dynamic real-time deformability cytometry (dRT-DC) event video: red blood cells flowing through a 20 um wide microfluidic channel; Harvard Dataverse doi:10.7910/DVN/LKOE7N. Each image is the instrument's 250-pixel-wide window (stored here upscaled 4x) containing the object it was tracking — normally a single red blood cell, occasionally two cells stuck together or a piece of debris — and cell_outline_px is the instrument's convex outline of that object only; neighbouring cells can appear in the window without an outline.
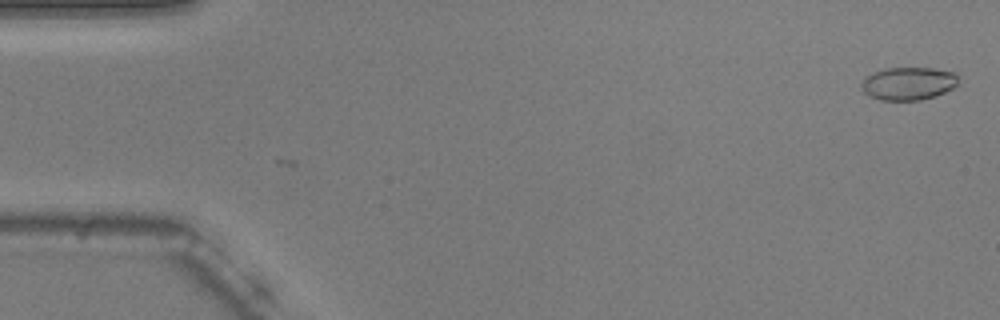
{"species": "common noctule bat (a hibernating species)", "species_latin": "Nyctalus noctula", "temperature_condition": "warm", "stored_images_in_passage": 54, "camera_frame_rate_fps": 3000, "um_per_image_px": 0.085, "animal": {"sex": "male", "body_mass_g": 20.5, "forearm_length_mm": 52.5}, "frame": {"image": 1, "passage_image": 1, "time_ms": 0.0, "image_size_px": [1000, 320], "cell_outline_px": [[960, 76], [956, 84], [952, 88], [936, 96], [920, 100], [880, 100], [868, 96], [864, 92], [860, 84], [864, 76], [884, 68], [932, 68], [956, 72]], "centroid_in_image_um": [77.2, 7.09], "position_along_channel_um": 7.8, "area_um2": 18.84}}
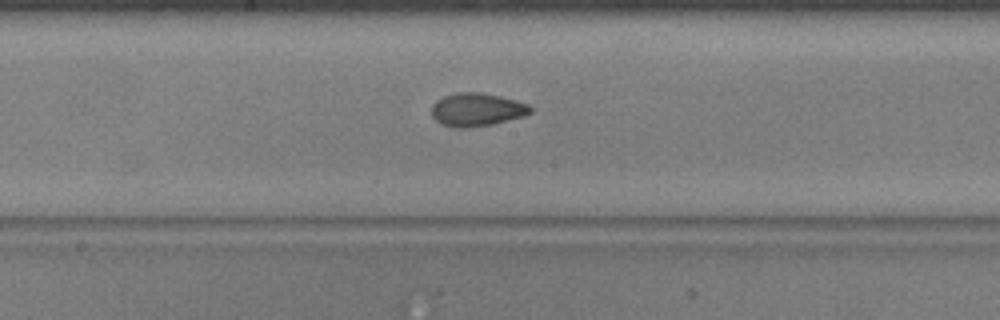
{"frame": {"image": 2, "passage_image": 28, "time_ms": 9.0, "image_size_px": [1000, 320], "cell_outline_px": [[532, 112], [524, 116], [492, 124], [468, 128], [456, 128], [440, 124], [432, 116], [432, 104], [436, 100], [444, 96], [456, 92], [480, 92], [500, 96], [516, 100], [528, 104], [532, 108]], "centroid_in_image_um": [40.52, 9.32], "position_along_channel_um": 207.7, "area_um2": 19.25}}
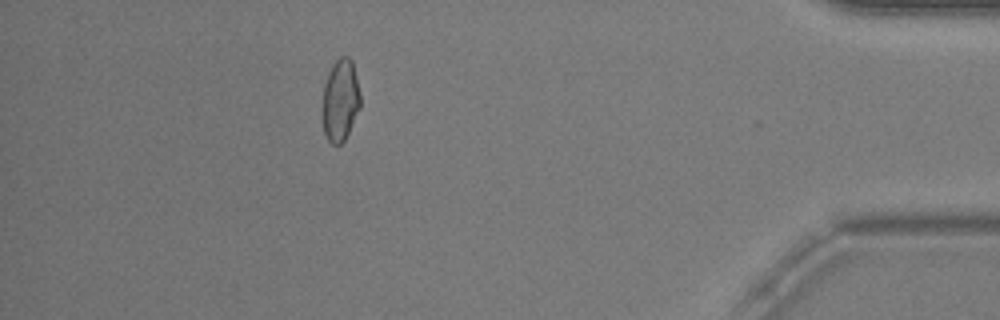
{"frame": {"image": 3, "passage_image": 48, "time_ms": 15.667, "image_size_px": [1000, 320], "cell_outline_px": [[360, 108], [344, 140], [340, 144], [332, 144], [328, 140], [324, 132], [320, 116], [320, 112], [324, 84], [328, 72], [332, 64], [340, 56], [348, 56], [352, 60], [360, 92]], "centroid_in_image_um": [28.89, 8.51], "position_along_channel_um": 406.3, "area_um2": 18.55}, "authors_computed_cell_mechanics": {"area_um2": 18.5538, "velocity_mm_per_s": 3.74, "shape_relaxation_time_tau1_ms": 6.0281, "shape_relaxation_time_tau2_ms": 1.6727, "deformation_change_tau1": 0.1491, "deformation_change_tau2": 0.0513}}